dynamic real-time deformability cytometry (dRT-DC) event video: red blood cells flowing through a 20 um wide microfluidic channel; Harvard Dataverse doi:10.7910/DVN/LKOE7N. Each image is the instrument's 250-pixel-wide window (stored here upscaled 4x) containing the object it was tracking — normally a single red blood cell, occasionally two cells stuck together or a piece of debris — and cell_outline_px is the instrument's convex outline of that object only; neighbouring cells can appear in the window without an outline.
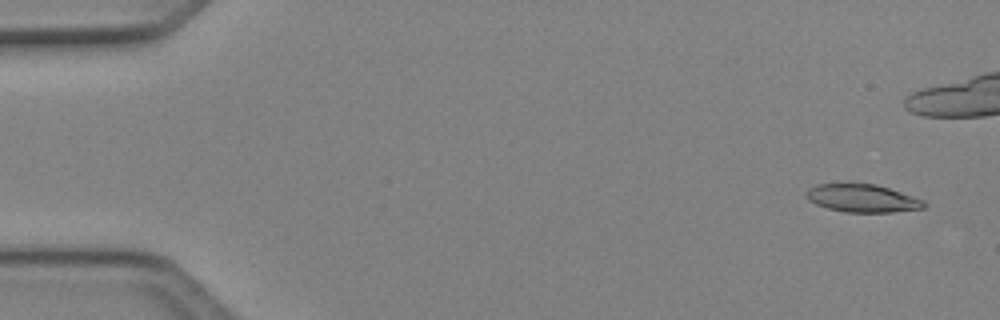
{"species": "Egyptian fruit bat (a non-hibernating species)", "species_latin": "Rousettus aegyptiacus", "temperature_condition": "cold", "stored_images_in_passage": 5, "camera_frame_rate_fps": 3000, "um_per_image_px": 0.085, "animal": {"sex": "female"}, "frame": {"image": 1, "passage_image": 1, "time_ms": 0.0, "image_size_px": [1000, 320], "cell_outline_px": [[928, 204], [924, 208], [892, 212], [844, 212], [828, 208], [816, 204], [808, 200], [804, 196], [804, 192], [808, 188], [816, 184], [848, 180], [852, 180], [876, 184], [924, 200]], "centroid_in_image_um": [73.21, 16.79], "position_along_channel_um": 11.8, "area_um2": 20.06}}